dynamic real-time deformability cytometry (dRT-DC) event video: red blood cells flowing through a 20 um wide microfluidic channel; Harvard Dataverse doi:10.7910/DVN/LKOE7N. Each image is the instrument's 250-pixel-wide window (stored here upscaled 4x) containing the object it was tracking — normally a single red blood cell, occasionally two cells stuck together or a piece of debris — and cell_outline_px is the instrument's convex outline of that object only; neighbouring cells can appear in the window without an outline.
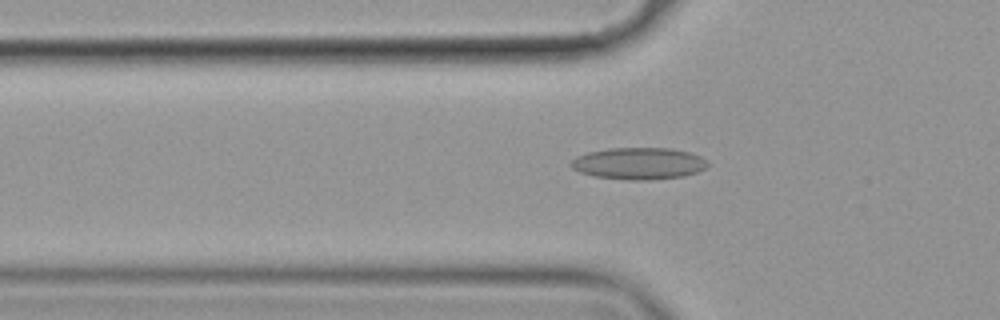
{"species": "common noctule bat (a hibernating species)", "species_latin": "Nyctalus noctula", "temperature_condition": "cold", "stored_images_in_passage": 48, "camera_frame_rate_fps": 3000, "um_per_image_px": 0.085, "animal": {"sex": "female", "body_mass_g": 19.9}, "frame": {"image": 1, "passage_image": 10, "time_ms": 3.0, "image_size_px": [1000, 320], "cell_outline_px": [[708, 164], [704, 168], [696, 172], [684, 176], [648, 180], [628, 180], [592, 176], [580, 172], [572, 168], [568, 164], [576, 156], [588, 152], [612, 148], [672, 148], [692, 152], [700, 156]], "centroid_in_image_um": [54.26, 13.89], "position_along_channel_um": 71.5, "area_um2": 25.43}}
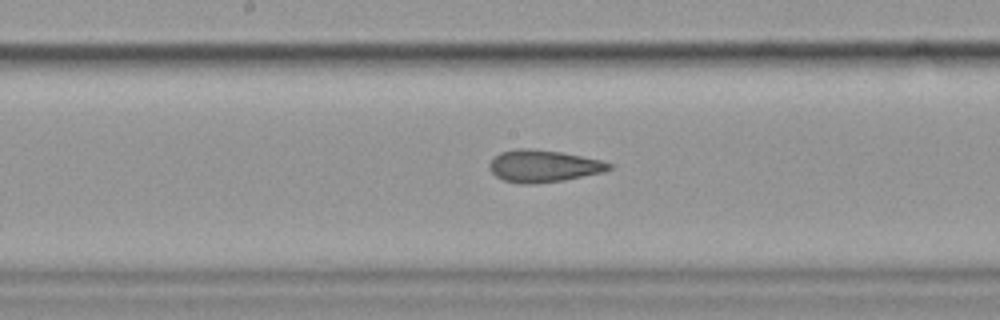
{"frame": {"image": 2, "passage_image": 21, "time_ms": 6.667, "image_size_px": [1000, 320], "cell_outline_px": [[612, 168], [604, 172], [564, 180], [532, 184], [520, 184], [504, 180], [496, 176], [488, 168], [488, 164], [500, 152], [520, 148], [528, 148], [560, 152], [600, 160], [612, 164]], "centroid_in_image_um": [46.18, 14.12], "position_along_channel_um": 202.0, "area_um2": 22.25}}
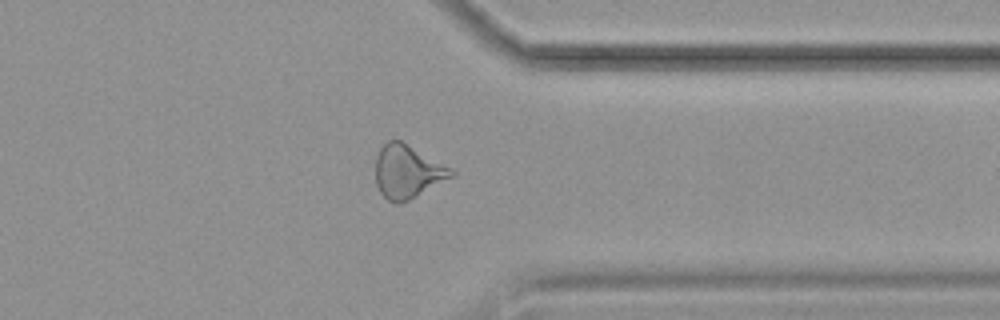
{"frame": {"image": 3, "passage_image": 36, "time_ms": 11.667, "image_size_px": [1000, 320], "cell_outline_px": [[456, 176], [400, 204], [396, 204], [388, 200], [380, 192], [376, 184], [376, 156], [380, 148], [388, 140], [400, 140], [456, 172]], "centroid_in_image_um": [34.62, 14.61], "position_along_channel_um": 376.8, "area_um2": 23.24}, "authors_computed_cell_mechanics": {"area_um2": 23.5535, "velocity_mm_per_s": 3.5605, "shape_relaxation_time_tau1_ms": null, "shape_relaxation_time_tau2_ms": 2.1651, "deformation_change_tau1": null, "deformation_change_tau2": 0.0938}}